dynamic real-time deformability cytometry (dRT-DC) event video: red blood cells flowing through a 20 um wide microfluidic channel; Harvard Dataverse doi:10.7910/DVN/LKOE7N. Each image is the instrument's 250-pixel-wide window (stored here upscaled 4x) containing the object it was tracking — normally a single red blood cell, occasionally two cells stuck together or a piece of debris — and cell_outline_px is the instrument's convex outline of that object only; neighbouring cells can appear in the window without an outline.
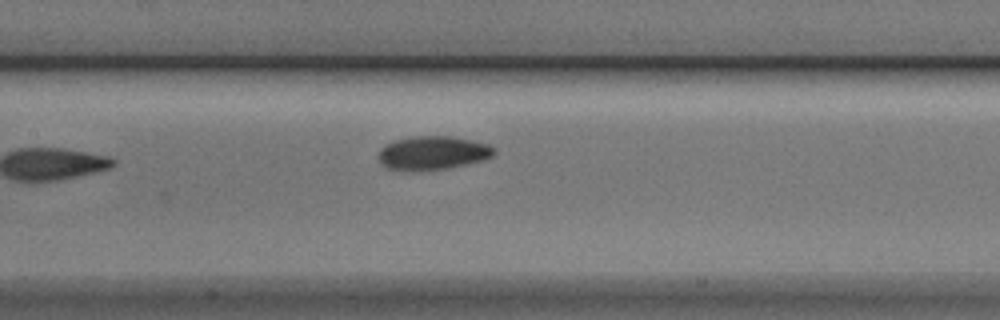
{"species": "Egyptian fruit bat (a non-hibernating species)", "species_latin": "Rousettus aegyptiacus", "temperature_condition": "cold", "stored_images_in_passage": 4, "camera_frame_rate_fps": 3000, "um_per_image_px": 0.085, "animal": {"sex": "male"}, "frame": {"image": 1, "passage_image": 4, "time_ms": 1.0, "image_size_px": [1000, 320], "cell_outline_px": [[496, 152], [492, 156], [484, 160], [448, 168], [412, 172], [400, 172], [384, 168], [380, 164], [376, 156], [380, 148], [384, 144], [396, 140], [416, 136], [452, 136], [472, 140], [488, 144], [496, 148]], "centroid_in_image_um": [36.71, 13.03], "position_along_channel_um": 170.7, "area_um2": 23.41}}